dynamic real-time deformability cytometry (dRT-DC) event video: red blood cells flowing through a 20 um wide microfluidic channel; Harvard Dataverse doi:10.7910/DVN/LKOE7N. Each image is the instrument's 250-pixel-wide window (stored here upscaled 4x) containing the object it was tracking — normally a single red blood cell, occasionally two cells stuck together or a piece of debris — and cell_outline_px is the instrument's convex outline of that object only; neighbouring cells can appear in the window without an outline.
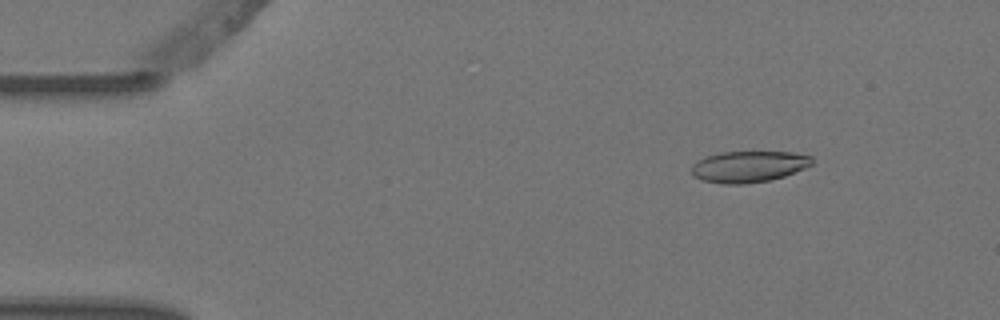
{"species": "Egyptian fruit bat (a non-hibernating species)", "species_latin": "Rousettus aegyptiacus", "temperature_condition": "warm", "stored_images_in_passage": 6, "camera_frame_rate_fps": 3000, "um_per_image_px": 0.085, "animal": {"sex": "female"}, "frame": {"image": 1, "passage_image": 2, "time_ms": 0.333, "image_size_px": [1000, 320], "cell_outline_px": [[812, 164], [804, 168], [784, 176], [768, 180], [744, 184], [720, 184], [704, 180], [696, 176], [692, 172], [692, 164], [696, 160], [704, 156], [720, 152], [792, 152], [812, 156]], "centroid_in_image_um": [63.61, 14.15], "position_along_channel_um": 21.4, "area_um2": 21.91}}
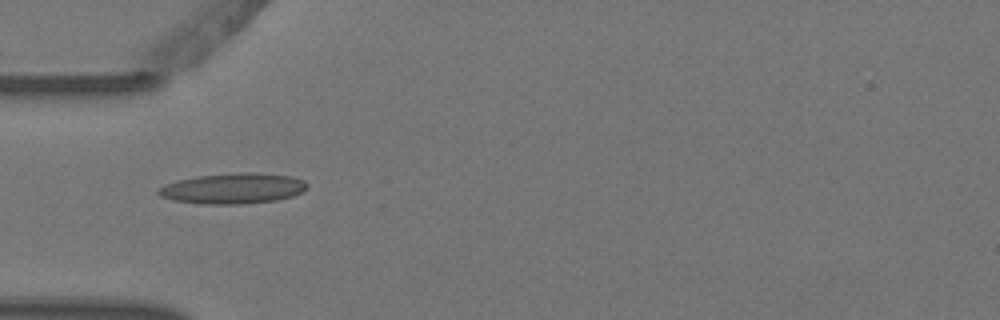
{"frame": {"image": 2, "passage_image": 5, "time_ms": 1.333, "image_size_px": [1000, 320], "cell_outline_px": [[308, 188], [304, 192], [292, 196], [276, 200], [240, 204], [204, 204], [172, 200], [160, 196], [156, 192], [160, 188], [168, 184], [180, 180], [196, 176], [240, 172], [252, 172], [292, 176], [304, 180], [308, 184]], "centroid_in_image_um": [19.86, 16.01], "position_along_channel_um": 65.1, "area_um2": 26.47}}
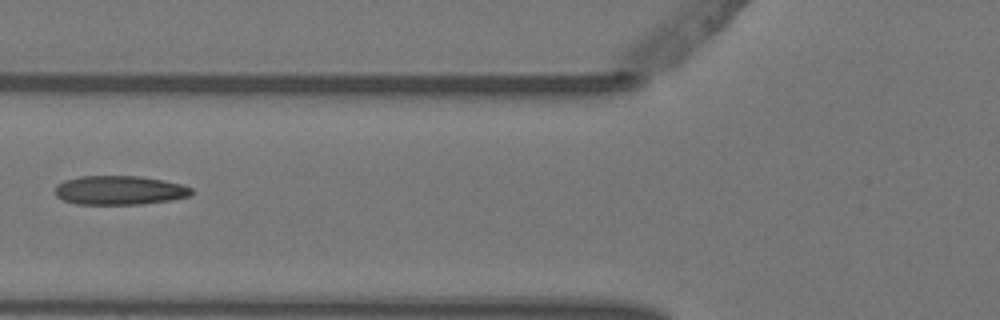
{"frame": {"image": 3, "passage_image": 6, "time_ms": 1.667, "image_size_px": [1000, 320], "cell_outline_px": [[192, 196], [144, 204], [76, 204], [64, 200], [56, 196], [56, 184], [64, 180], [80, 176], [140, 176], [164, 180], [180, 184], [192, 188]], "centroid_in_image_um": [10.16, 16.17], "position_along_channel_um": 115.6, "area_um2": 23.12}}